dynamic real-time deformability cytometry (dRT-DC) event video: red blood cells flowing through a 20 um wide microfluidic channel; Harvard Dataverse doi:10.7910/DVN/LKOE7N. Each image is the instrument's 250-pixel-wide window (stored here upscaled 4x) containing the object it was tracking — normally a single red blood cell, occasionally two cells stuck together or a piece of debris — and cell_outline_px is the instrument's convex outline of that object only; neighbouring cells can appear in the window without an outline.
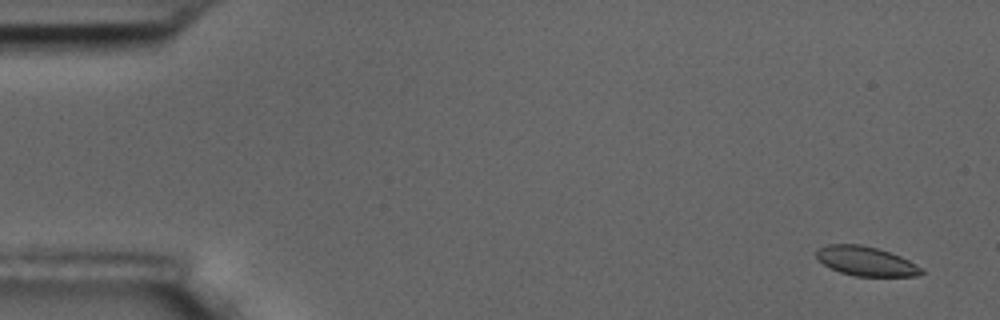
{"species": "common noctule bat (a hibernating species)", "species_latin": "Nyctalus noctula", "temperature_condition": "room temperature", "stored_images_in_passage": 13, "camera_frame_rate_fps": 3000, "um_per_image_px": 0.085, "animal": {"sex": "male", "body_mass_g": 17.5, "forearm_length_mm": 52.3}, "frame": {"image": 1, "passage_image": 1, "time_ms": 0.0, "image_size_px": [1000, 320], "cell_outline_px": [[924, 272], [920, 276], [856, 276], [840, 272], [824, 264], [816, 256], [816, 252], [820, 248], [828, 244], [860, 244], [876, 248], [900, 256], [916, 264]], "centroid_in_image_um": [73.62, 22.2], "position_along_channel_um": 11.4, "area_um2": 17.69}}